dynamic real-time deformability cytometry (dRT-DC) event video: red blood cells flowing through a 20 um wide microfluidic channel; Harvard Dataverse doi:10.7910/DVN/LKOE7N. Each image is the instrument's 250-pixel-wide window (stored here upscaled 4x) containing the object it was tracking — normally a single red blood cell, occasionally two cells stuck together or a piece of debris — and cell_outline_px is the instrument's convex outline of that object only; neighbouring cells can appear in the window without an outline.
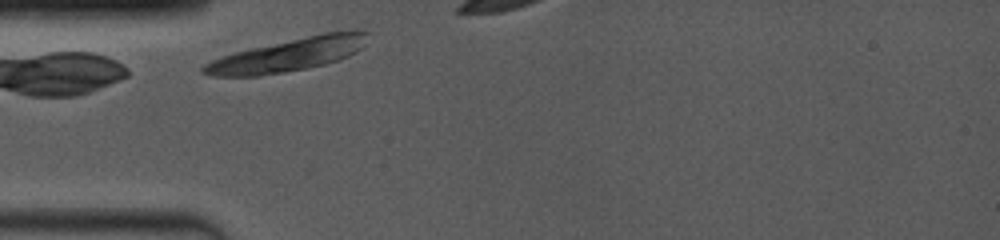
{"species": "common noctule bat (a hibernating species)", "species_latin": "Nyctalus noctula", "temperature_condition": "room temperature", "stored_images_in_passage": 2, "camera_frame_rate_fps": 4000, "um_per_image_px": 0.085, "animal": {"sex": "female", "body_mass_g": 19.0, "forearm_length_mm": 53.3}, "frame": {"image": 1, "passage_image": 1, "time_ms": 0.0, "image_size_px": [1000, 240], "cell_outline_px": [[368, 32], [364, 44], [356, 52], [340, 60], [324, 64], [284, 72], [260, 76], [212, 76], [200, 72], [200, 68], [204, 64], [212, 60], [248, 48], [324, 32], [356, 28], [364, 28]], "centroid_in_image_um": [24.54, 4.63], "position_along_channel_um": 60.5, "area_um2": 31.85}}